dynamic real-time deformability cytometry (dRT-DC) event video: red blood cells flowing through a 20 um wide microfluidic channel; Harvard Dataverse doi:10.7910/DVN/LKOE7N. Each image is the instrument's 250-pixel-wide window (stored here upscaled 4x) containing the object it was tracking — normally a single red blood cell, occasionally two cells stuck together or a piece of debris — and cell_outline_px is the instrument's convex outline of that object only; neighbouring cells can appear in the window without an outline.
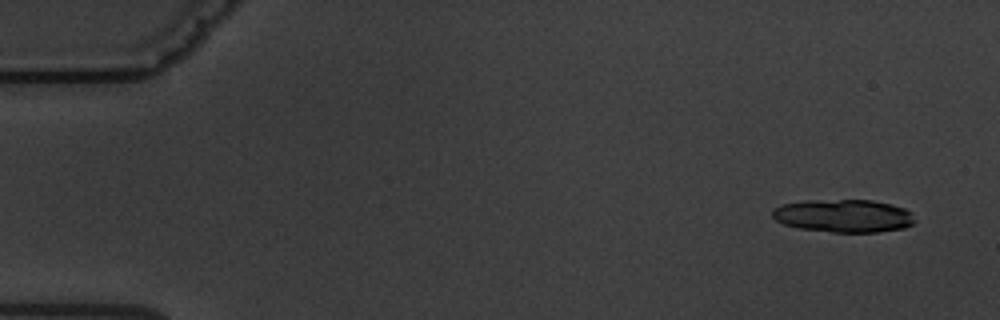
{"species": "common noctule bat (a hibernating species)", "species_latin": "Nyctalus noctula", "temperature_condition": "warm", "stored_images_in_passage": 5, "camera_frame_rate_fps": 3000, "um_per_image_px": 0.085, "animal": {"sex": "male", "body_mass_g": 19.5, "forearm_length_mm": 54.6}, "frame": {"image": 1, "passage_image": 1, "time_ms": 0.0, "image_size_px": [1000, 320], "cell_outline_px": [[916, 220], [912, 224], [904, 228], [876, 232], [832, 232], [800, 228], [784, 224], [776, 220], [772, 216], [772, 208], [784, 204], [808, 200], [872, 200], [892, 204], [904, 208], [912, 212]], "centroid_in_image_um": [71.73, 18.34], "position_along_channel_um": 13.3, "area_um2": 27.4}}